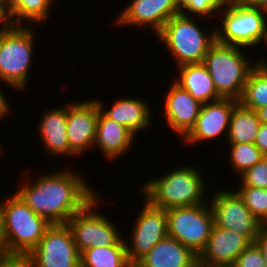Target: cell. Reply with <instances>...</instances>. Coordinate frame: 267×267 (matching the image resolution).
I'll return each instance as SVG.
<instances>
[{
	"label": "cell",
	"mask_w": 267,
	"mask_h": 267,
	"mask_svg": "<svg viewBox=\"0 0 267 267\" xmlns=\"http://www.w3.org/2000/svg\"><path fill=\"white\" fill-rule=\"evenodd\" d=\"M195 267H208V264H197Z\"/></svg>",
	"instance_id": "obj_42"
},
{
	"label": "cell",
	"mask_w": 267,
	"mask_h": 267,
	"mask_svg": "<svg viewBox=\"0 0 267 267\" xmlns=\"http://www.w3.org/2000/svg\"><path fill=\"white\" fill-rule=\"evenodd\" d=\"M68 105L52 107L45 110L38 121V134L46 152L50 157H70V148L67 135ZM52 155V156H51Z\"/></svg>",
	"instance_id": "obj_18"
},
{
	"label": "cell",
	"mask_w": 267,
	"mask_h": 267,
	"mask_svg": "<svg viewBox=\"0 0 267 267\" xmlns=\"http://www.w3.org/2000/svg\"><path fill=\"white\" fill-rule=\"evenodd\" d=\"M0 202L4 236L11 255L27 256L52 225L34 213L14 192Z\"/></svg>",
	"instance_id": "obj_4"
},
{
	"label": "cell",
	"mask_w": 267,
	"mask_h": 267,
	"mask_svg": "<svg viewBox=\"0 0 267 267\" xmlns=\"http://www.w3.org/2000/svg\"><path fill=\"white\" fill-rule=\"evenodd\" d=\"M142 98L128 97L119 98L112 103L111 108L106 110L102 100H96L100 110L111 120L125 126L135 136L139 131L147 130L151 126V106ZM150 106V107H149Z\"/></svg>",
	"instance_id": "obj_21"
},
{
	"label": "cell",
	"mask_w": 267,
	"mask_h": 267,
	"mask_svg": "<svg viewBox=\"0 0 267 267\" xmlns=\"http://www.w3.org/2000/svg\"><path fill=\"white\" fill-rule=\"evenodd\" d=\"M135 135L125 126L109 119L99 111L94 147H98L106 160L116 161L131 149Z\"/></svg>",
	"instance_id": "obj_19"
},
{
	"label": "cell",
	"mask_w": 267,
	"mask_h": 267,
	"mask_svg": "<svg viewBox=\"0 0 267 267\" xmlns=\"http://www.w3.org/2000/svg\"><path fill=\"white\" fill-rule=\"evenodd\" d=\"M208 267H234L233 264H224V265H211L208 264Z\"/></svg>",
	"instance_id": "obj_40"
},
{
	"label": "cell",
	"mask_w": 267,
	"mask_h": 267,
	"mask_svg": "<svg viewBox=\"0 0 267 267\" xmlns=\"http://www.w3.org/2000/svg\"><path fill=\"white\" fill-rule=\"evenodd\" d=\"M214 191L208 201L214 225L239 233L251 243L255 242L264 225L253 216L234 189L223 188Z\"/></svg>",
	"instance_id": "obj_10"
},
{
	"label": "cell",
	"mask_w": 267,
	"mask_h": 267,
	"mask_svg": "<svg viewBox=\"0 0 267 267\" xmlns=\"http://www.w3.org/2000/svg\"><path fill=\"white\" fill-rule=\"evenodd\" d=\"M234 267H266L264 255L255 242L250 243L236 258Z\"/></svg>",
	"instance_id": "obj_31"
},
{
	"label": "cell",
	"mask_w": 267,
	"mask_h": 267,
	"mask_svg": "<svg viewBox=\"0 0 267 267\" xmlns=\"http://www.w3.org/2000/svg\"><path fill=\"white\" fill-rule=\"evenodd\" d=\"M250 243L245 236L214 225L205 248L198 255V264H234Z\"/></svg>",
	"instance_id": "obj_17"
},
{
	"label": "cell",
	"mask_w": 267,
	"mask_h": 267,
	"mask_svg": "<svg viewBox=\"0 0 267 267\" xmlns=\"http://www.w3.org/2000/svg\"><path fill=\"white\" fill-rule=\"evenodd\" d=\"M80 253L67 224H52L27 255L30 267H80Z\"/></svg>",
	"instance_id": "obj_11"
},
{
	"label": "cell",
	"mask_w": 267,
	"mask_h": 267,
	"mask_svg": "<svg viewBox=\"0 0 267 267\" xmlns=\"http://www.w3.org/2000/svg\"><path fill=\"white\" fill-rule=\"evenodd\" d=\"M260 124L256 111L238 102L232 110L226 141L228 144L254 143Z\"/></svg>",
	"instance_id": "obj_23"
},
{
	"label": "cell",
	"mask_w": 267,
	"mask_h": 267,
	"mask_svg": "<svg viewBox=\"0 0 267 267\" xmlns=\"http://www.w3.org/2000/svg\"><path fill=\"white\" fill-rule=\"evenodd\" d=\"M168 236L199 255L205 248L214 226L209 202L166 209Z\"/></svg>",
	"instance_id": "obj_8"
},
{
	"label": "cell",
	"mask_w": 267,
	"mask_h": 267,
	"mask_svg": "<svg viewBox=\"0 0 267 267\" xmlns=\"http://www.w3.org/2000/svg\"><path fill=\"white\" fill-rule=\"evenodd\" d=\"M226 3H229V2H238L239 0H224Z\"/></svg>",
	"instance_id": "obj_43"
},
{
	"label": "cell",
	"mask_w": 267,
	"mask_h": 267,
	"mask_svg": "<svg viewBox=\"0 0 267 267\" xmlns=\"http://www.w3.org/2000/svg\"><path fill=\"white\" fill-rule=\"evenodd\" d=\"M80 267H134L127 256L125 238L115 245L90 248L80 255Z\"/></svg>",
	"instance_id": "obj_24"
},
{
	"label": "cell",
	"mask_w": 267,
	"mask_h": 267,
	"mask_svg": "<svg viewBox=\"0 0 267 267\" xmlns=\"http://www.w3.org/2000/svg\"><path fill=\"white\" fill-rule=\"evenodd\" d=\"M259 58L246 80L239 100L244 107L255 111L267 106V60L260 56Z\"/></svg>",
	"instance_id": "obj_26"
},
{
	"label": "cell",
	"mask_w": 267,
	"mask_h": 267,
	"mask_svg": "<svg viewBox=\"0 0 267 267\" xmlns=\"http://www.w3.org/2000/svg\"><path fill=\"white\" fill-rule=\"evenodd\" d=\"M244 6L251 8H260L267 11V0H239Z\"/></svg>",
	"instance_id": "obj_38"
},
{
	"label": "cell",
	"mask_w": 267,
	"mask_h": 267,
	"mask_svg": "<svg viewBox=\"0 0 267 267\" xmlns=\"http://www.w3.org/2000/svg\"><path fill=\"white\" fill-rule=\"evenodd\" d=\"M253 216L267 226V189L240 186L235 190Z\"/></svg>",
	"instance_id": "obj_28"
},
{
	"label": "cell",
	"mask_w": 267,
	"mask_h": 267,
	"mask_svg": "<svg viewBox=\"0 0 267 267\" xmlns=\"http://www.w3.org/2000/svg\"><path fill=\"white\" fill-rule=\"evenodd\" d=\"M2 149H3V148H2V146H1V144H0V155L3 154ZM1 152H2V153H1Z\"/></svg>",
	"instance_id": "obj_44"
},
{
	"label": "cell",
	"mask_w": 267,
	"mask_h": 267,
	"mask_svg": "<svg viewBox=\"0 0 267 267\" xmlns=\"http://www.w3.org/2000/svg\"><path fill=\"white\" fill-rule=\"evenodd\" d=\"M100 106L96 99L70 101L67 115V135L70 157L80 156L94 147Z\"/></svg>",
	"instance_id": "obj_13"
},
{
	"label": "cell",
	"mask_w": 267,
	"mask_h": 267,
	"mask_svg": "<svg viewBox=\"0 0 267 267\" xmlns=\"http://www.w3.org/2000/svg\"><path fill=\"white\" fill-rule=\"evenodd\" d=\"M243 47L214 42L208 49L203 64L222 98L240 100L246 80L255 63L247 58Z\"/></svg>",
	"instance_id": "obj_5"
},
{
	"label": "cell",
	"mask_w": 267,
	"mask_h": 267,
	"mask_svg": "<svg viewBox=\"0 0 267 267\" xmlns=\"http://www.w3.org/2000/svg\"><path fill=\"white\" fill-rule=\"evenodd\" d=\"M263 43L265 44V47L267 48V25L265 28V33H264V37H263Z\"/></svg>",
	"instance_id": "obj_41"
},
{
	"label": "cell",
	"mask_w": 267,
	"mask_h": 267,
	"mask_svg": "<svg viewBox=\"0 0 267 267\" xmlns=\"http://www.w3.org/2000/svg\"><path fill=\"white\" fill-rule=\"evenodd\" d=\"M198 18L177 14L171 17L156 35L163 43L176 66L203 63L210 46L215 42V28L208 32L200 28ZM208 32V34H206Z\"/></svg>",
	"instance_id": "obj_3"
},
{
	"label": "cell",
	"mask_w": 267,
	"mask_h": 267,
	"mask_svg": "<svg viewBox=\"0 0 267 267\" xmlns=\"http://www.w3.org/2000/svg\"><path fill=\"white\" fill-rule=\"evenodd\" d=\"M115 19L119 25L149 27L156 35L174 15L180 14L176 0H132Z\"/></svg>",
	"instance_id": "obj_15"
},
{
	"label": "cell",
	"mask_w": 267,
	"mask_h": 267,
	"mask_svg": "<svg viewBox=\"0 0 267 267\" xmlns=\"http://www.w3.org/2000/svg\"><path fill=\"white\" fill-rule=\"evenodd\" d=\"M58 170L51 174L40 173L35 180L31 179L34 182L23 180L15 193L34 213L51 224H67L76 212L97 196V191L91 189L82 175L67 168Z\"/></svg>",
	"instance_id": "obj_1"
},
{
	"label": "cell",
	"mask_w": 267,
	"mask_h": 267,
	"mask_svg": "<svg viewBox=\"0 0 267 267\" xmlns=\"http://www.w3.org/2000/svg\"><path fill=\"white\" fill-rule=\"evenodd\" d=\"M5 95L6 93L4 94V90L0 88V120L4 119L3 117L5 116L7 117L8 112H11L10 111L11 106L10 103L8 102L9 100Z\"/></svg>",
	"instance_id": "obj_36"
},
{
	"label": "cell",
	"mask_w": 267,
	"mask_h": 267,
	"mask_svg": "<svg viewBox=\"0 0 267 267\" xmlns=\"http://www.w3.org/2000/svg\"><path fill=\"white\" fill-rule=\"evenodd\" d=\"M143 206L134 220L130 242L125 239L127 256L133 266L168 236L166 210L154 207L145 198Z\"/></svg>",
	"instance_id": "obj_12"
},
{
	"label": "cell",
	"mask_w": 267,
	"mask_h": 267,
	"mask_svg": "<svg viewBox=\"0 0 267 267\" xmlns=\"http://www.w3.org/2000/svg\"><path fill=\"white\" fill-rule=\"evenodd\" d=\"M176 2L181 14L189 16L190 13V17L192 14L195 17L198 15L200 20L204 18L206 20L209 16V18L212 17L211 21L215 15L217 16V12L219 13L226 5L224 0H176Z\"/></svg>",
	"instance_id": "obj_29"
},
{
	"label": "cell",
	"mask_w": 267,
	"mask_h": 267,
	"mask_svg": "<svg viewBox=\"0 0 267 267\" xmlns=\"http://www.w3.org/2000/svg\"><path fill=\"white\" fill-rule=\"evenodd\" d=\"M34 28L25 25H11L0 32V82L14 90L28 87L29 69L34 58Z\"/></svg>",
	"instance_id": "obj_6"
},
{
	"label": "cell",
	"mask_w": 267,
	"mask_h": 267,
	"mask_svg": "<svg viewBox=\"0 0 267 267\" xmlns=\"http://www.w3.org/2000/svg\"><path fill=\"white\" fill-rule=\"evenodd\" d=\"M164 98V109L160 115L165 114L163 117L167 125L184 138L195 125L202 104L174 81Z\"/></svg>",
	"instance_id": "obj_16"
},
{
	"label": "cell",
	"mask_w": 267,
	"mask_h": 267,
	"mask_svg": "<svg viewBox=\"0 0 267 267\" xmlns=\"http://www.w3.org/2000/svg\"><path fill=\"white\" fill-rule=\"evenodd\" d=\"M198 255L177 239L160 240L134 267H195Z\"/></svg>",
	"instance_id": "obj_20"
},
{
	"label": "cell",
	"mask_w": 267,
	"mask_h": 267,
	"mask_svg": "<svg viewBox=\"0 0 267 267\" xmlns=\"http://www.w3.org/2000/svg\"><path fill=\"white\" fill-rule=\"evenodd\" d=\"M0 32L7 30L12 24L6 11L4 0H0Z\"/></svg>",
	"instance_id": "obj_35"
},
{
	"label": "cell",
	"mask_w": 267,
	"mask_h": 267,
	"mask_svg": "<svg viewBox=\"0 0 267 267\" xmlns=\"http://www.w3.org/2000/svg\"><path fill=\"white\" fill-rule=\"evenodd\" d=\"M167 172L162 176L150 178L139 187L140 193L144 194L142 197L151 205L166 210L208 202L205 198L206 180L200 168L198 170L195 165H184Z\"/></svg>",
	"instance_id": "obj_2"
},
{
	"label": "cell",
	"mask_w": 267,
	"mask_h": 267,
	"mask_svg": "<svg viewBox=\"0 0 267 267\" xmlns=\"http://www.w3.org/2000/svg\"><path fill=\"white\" fill-rule=\"evenodd\" d=\"M53 0H4L6 11L12 25H22L23 21L47 22Z\"/></svg>",
	"instance_id": "obj_25"
},
{
	"label": "cell",
	"mask_w": 267,
	"mask_h": 267,
	"mask_svg": "<svg viewBox=\"0 0 267 267\" xmlns=\"http://www.w3.org/2000/svg\"><path fill=\"white\" fill-rule=\"evenodd\" d=\"M254 144L267 157V124L261 123Z\"/></svg>",
	"instance_id": "obj_33"
},
{
	"label": "cell",
	"mask_w": 267,
	"mask_h": 267,
	"mask_svg": "<svg viewBox=\"0 0 267 267\" xmlns=\"http://www.w3.org/2000/svg\"><path fill=\"white\" fill-rule=\"evenodd\" d=\"M239 101L229 98L202 104L199 116L190 132L182 139L185 145L200 144L207 140L228 134L234 106Z\"/></svg>",
	"instance_id": "obj_14"
},
{
	"label": "cell",
	"mask_w": 267,
	"mask_h": 267,
	"mask_svg": "<svg viewBox=\"0 0 267 267\" xmlns=\"http://www.w3.org/2000/svg\"><path fill=\"white\" fill-rule=\"evenodd\" d=\"M10 251L7 247L4 230H3V223L0 216V259L10 256Z\"/></svg>",
	"instance_id": "obj_37"
},
{
	"label": "cell",
	"mask_w": 267,
	"mask_h": 267,
	"mask_svg": "<svg viewBox=\"0 0 267 267\" xmlns=\"http://www.w3.org/2000/svg\"><path fill=\"white\" fill-rule=\"evenodd\" d=\"M0 267H30V263L27 256L10 255L0 259Z\"/></svg>",
	"instance_id": "obj_32"
},
{
	"label": "cell",
	"mask_w": 267,
	"mask_h": 267,
	"mask_svg": "<svg viewBox=\"0 0 267 267\" xmlns=\"http://www.w3.org/2000/svg\"><path fill=\"white\" fill-rule=\"evenodd\" d=\"M226 7V8H225ZM217 13L221 15V28H215V41L225 45L255 47L264 37L267 25V11L260 8H251L239 2L226 3Z\"/></svg>",
	"instance_id": "obj_7"
},
{
	"label": "cell",
	"mask_w": 267,
	"mask_h": 267,
	"mask_svg": "<svg viewBox=\"0 0 267 267\" xmlns=\"http://www.w3.org/2000/svg\"><path fill=\"white\" fill-rule=\"evenodd\" d=\"M179 77L174 79L182 89L201 104L220 100L214 82L206 66L203 63L187 64L177 67Z\"/></svg>",
	"instance_id": "obj_22"
},
{
	"label": "cell",
	"mask_w": 267,
	"mask_h": 267,
	"mask_svg": "<svg viewBox=\"0 0 267 267\" xmlns=\"http://www.w3.org/2000/svg\"><path fill=\"white\" fill-rule=\"evenodd\" d=\"M256 113L260 122L267 124V106L257 109Z\"/></svg>",
	"instance_id": "obj_39"
},
{
	"label": "cell",
	"mask_w": 267,
	"mask_h": 267,
	"mask_svg": "<svg viewBox=\"0 0 267 267\" xmlns=\"http://www.w3.org/2000/svg\"><path fill=\"white\" fill-rule=\"evenodd\" d=\"M239 177L240 186L267 189V157H264Z\"/></svg>",
	"instance_id": "obj_30"
},
{
	"label": "cell",
	"mask_w": 267,
	"mask_h": 267,
	"mask_svg": "<svg viewBox=\"0 0 267 267\" xmlns=\"http://www.w3.org/2000/svg\"><path fill=\"white\" fill-rule=\"evenodd\" d=\"M230 162L236 174H243L253 167L264 156L254 143L229 144Z\"/></svg>",
	"instance_id": "obj_27"
},
{
	"label": "cell",
	"mask_w": 267,
	"mask_h": 267,
	"mask_svg": "<svg viewBox=\"0 0 267 267\" xmlns=\"http://www.w3.org/2000/svg\"><path fill=\"white\" fill-rule=\"evenodd\" d=\"M99 195L94 197L81 211L76 212L67 222L74 243L81 254L83 251L115 245L123 236L110 218L99 212Z\"/></svg>",
	"instance_id": "obj_9"
},
{
	"label": "cell",
	"mask_w": 267,
	"mask_h": 267,
	"mask_svg": "<svg viewBox=\"0 0 267 267\" xmlns=\"http://www.w3.org/2000/svg\"><path fill=\"white\" fill-rule=\"evenodd\" d=\"M255 243L260 248L264 255L266 267H267V226H264L255 239Z\"/></svg>",
	"instance_id": "obj_34"
}]
</instances>
